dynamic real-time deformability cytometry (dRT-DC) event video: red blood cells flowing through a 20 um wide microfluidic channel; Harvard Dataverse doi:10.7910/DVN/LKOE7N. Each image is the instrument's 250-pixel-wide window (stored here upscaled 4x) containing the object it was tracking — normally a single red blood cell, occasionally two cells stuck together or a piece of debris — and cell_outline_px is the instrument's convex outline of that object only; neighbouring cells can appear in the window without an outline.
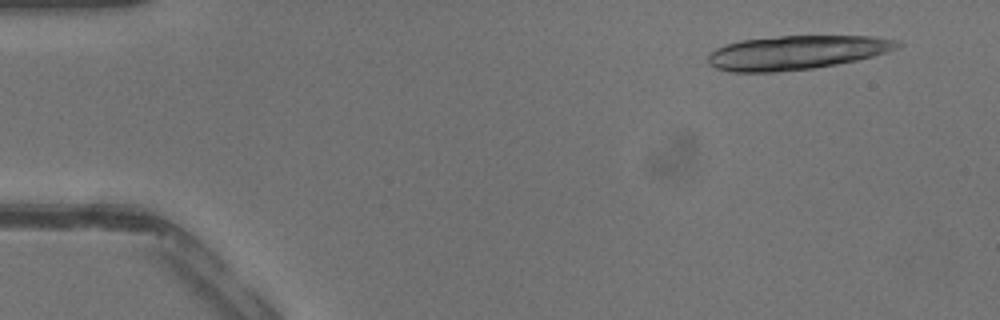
{"species": "common noctule bat (a hibernating species)", "species_latin": "Nyctalus noctula", "temperature_condition": "warm", "stored_images_in_passage": 21, "camera_frame_rate_fps": 3000, "um_per_image_px": 0.085, "animal": {"sex": "male", "body_mass_g": 13.3}, "frame": {"image": 1, "passage_image": 3, "time_ms": 0.667, "image_size_px": [1000, 320], "cell_outline_px": [[904, 44], [900, 48], [888, 52], [856, 60], [836, 64], [812, 68], [776, 72], [732, 72], [716, 68], [708, 64], [708, 52], [716, 48], [740, 40], [780, 36], [872, 36], [900, 40]], "centroid_in_image_um": [67.73, 4.46], "position_along_channel_um": 17.3, "area_um2": 37.69}}